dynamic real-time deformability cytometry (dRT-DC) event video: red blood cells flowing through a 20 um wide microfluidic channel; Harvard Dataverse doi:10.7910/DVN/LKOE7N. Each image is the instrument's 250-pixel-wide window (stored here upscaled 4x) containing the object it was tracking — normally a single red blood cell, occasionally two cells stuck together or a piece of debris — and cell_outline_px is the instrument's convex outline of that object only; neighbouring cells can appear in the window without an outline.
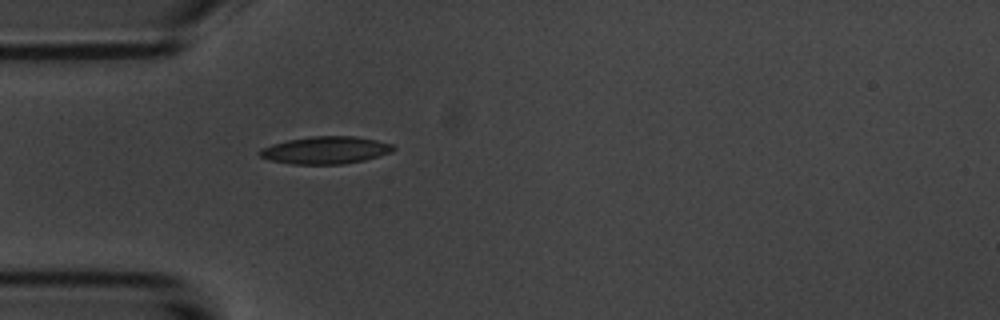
{"species": "common noctule bat (a hibernating species)", "species_latin": "Nyctalus noctula", "temperature_condition": "room temperature", "stored_images_in_passage": 1, "camera_frame_rate_fps": 3000, "um_per_image_px": 0.085, "animal": {"sex": "male", "body_mass_g": 20.1, "forearm_length_mm": 53.5}, "frame": {"image": 1, "passage_image": 1, "time_ms": 0.0, "image_size_px": [1000, 320], "cell_outline_px": [[396, 148], [392, 152], [364, 160], [340, 164], [292, 164], [268, 160], [260, 156], [256, 152], [260, 148], [272, 144], [288, 140], [312, 136], [356, 136], [376, 140], [392, 144]], "centroid_in_image_um": [27.64, 12.76], "position_along_channel_um": 57.4, "area_um2": 21.39}}